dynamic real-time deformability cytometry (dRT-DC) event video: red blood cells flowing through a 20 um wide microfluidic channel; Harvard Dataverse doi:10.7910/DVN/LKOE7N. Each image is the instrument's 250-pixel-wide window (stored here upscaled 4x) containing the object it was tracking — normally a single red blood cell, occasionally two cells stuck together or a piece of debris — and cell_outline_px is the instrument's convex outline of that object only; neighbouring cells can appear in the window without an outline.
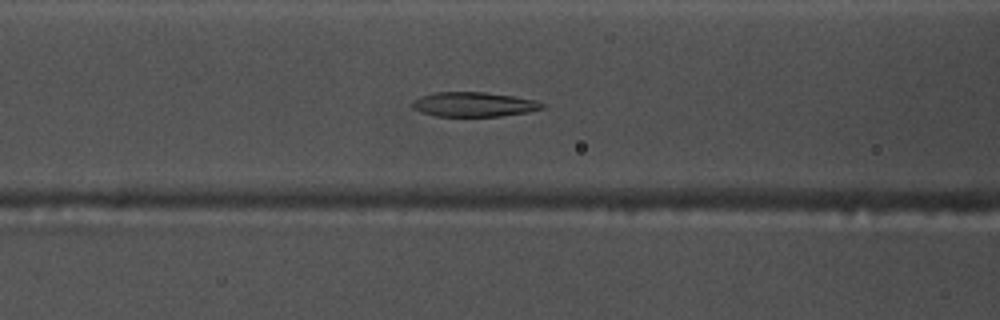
{"species": "common noctule bat (a hibernating species)", "species_latin": "Nyctalus noctula", "temperature_condition": "warm", "stored_images_in_passage": 54, "camera_frame_rate_fps": 3000, "um_per_image_px": 0.085, "animal": {"sex": "male", "body_mass_g": 17.5, "forearm_length_mm": 52.3}, "frame": {"image": 1, "passage_image": 21, "time_ms": 6.667, "image_size_px": [1000, 320], "cell_outline_px": [[548, 104], [544, 108], [528, 112], [500, 116], [436, 116], [420, 112], [412, 108], [412, 100], [420, 96], [436, 92], [484, 92], [512, 96], [532, 100]], "centroid_in_image_um": [40.25, 8.87], "position_along_channel_um": 126.4, "area_um2": 18.61}}
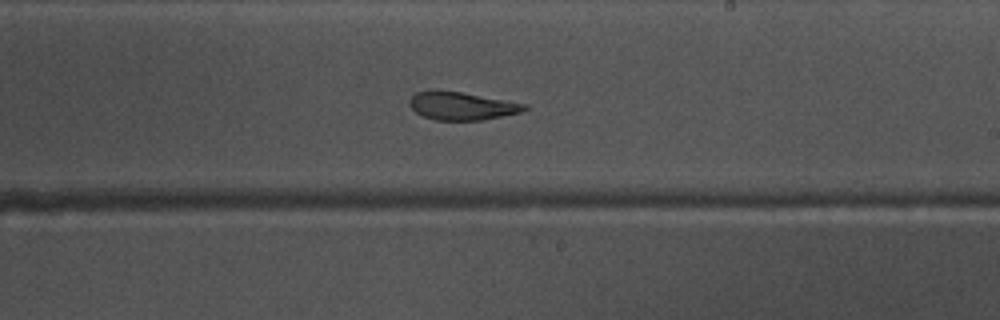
{"frame": {"image": 2, "passage_image": 31, "time_ms": 10.0, "image_size_px": [1000, 320], "cell_outline_px": [[528, 108], [520, 112], [480, 120], [436, 120], [424, 116], [416, 112], [408, 104], [408, 100], [416, 92], [432, 88], [436, 88], [460, 92], [528, 104]], "centroid_in_image_um": [39.18, 8.97], "position_along_channel_um": 249.8, "area_um2": 18.84}}
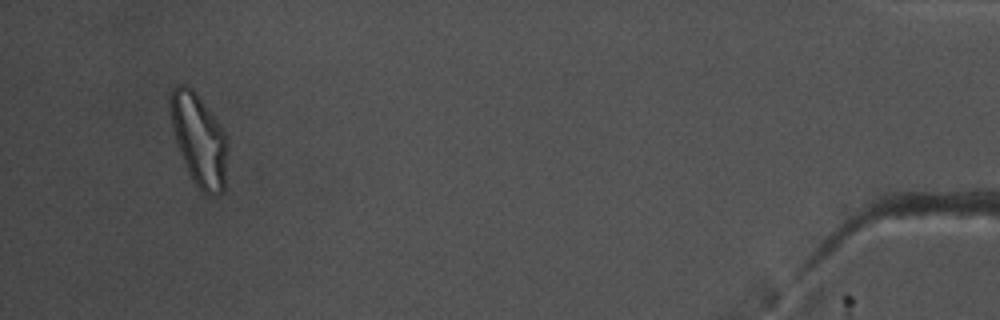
{"frame": {"image": 3, "passage_image": 51, "time_ms": 16.667, "image_size_px": [1000, 320], "cell_outline_px": [[228, 148], [224, 192], [216, 196], [208, 196], [192, 180], [188, 172], [180, 152], [176, 140], [168, 108], [168, 100], [172, 88], [176, 84], [184, 84], [192, 88], [196, 92], [216, 120], [224, 132]], "centroid_in_image_um": [16.91, 11.87], "position_along_channel_um": 418.3, "area_um2": 30.75}, "authors_computed_cell_mechanics": {"area_um2": 20.9525, "velocity_mm_per_s": 3.7173, "shape_relaxation_time_tau1_ms": 7.9698, "shape_relaxation_time_tau2_ms": 1.8929, "deformation_change_tau1": 0.2119, "deformation_change_tau2": 0.074}}